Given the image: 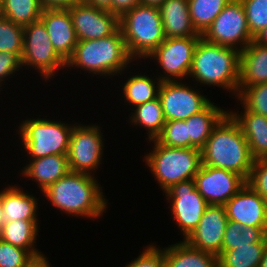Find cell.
<instances>
[{
	"instance_id": "cell-5",
	"label": "cell",
	"mask_w": 267,
	"mask_h": 267,
	"mask_svg": "<svg viewBox=\"0 0 267 267\" xmlns=\"http://www.w3.org/2000/svg\"><path fill=\"white\" fill-rule=\"evenodd\" d=\"M119 29L133 59L147 57L166 39L159 8L137 5L119 18Z\"/></svg>"
},
{
	"instance_id": "cell-17",
	"label": "cell",
	"mask_w": 267,
	"mask_h": 267,
	"mask_svg": "<svg viewBox=\"0 0 267 267\" xmlns=\"http://www.w3.org/2000/svg\"><path fill=\"white\" fill-rule=\"evenodd\" d=\"M227 222L225 206L208 205L196 229L184 241L191 247L218 256L222 252Z\"/></svg>"
},
{
	"instance_id": "cell-6",
	"label": "cell",
	"mask_w": 267,
	"mask_h": 267,
	"mask_svg": "<svg viewBox=\"0 0 267 267\" xmlns=\"http://www.w3.org/2000/svg\"><path fill=\"white\" fill-rule=\"evenodd\" d=\"M154 148L146 154L145 164L163 190L181 181L192 180L202 165L201 150L195 147H168L156 139Z\"/></svg>"
},
{
	"instance_id": "cell-32",
	"label": "cell",
	"mask_w": 267,
	"mask_h": 267,
	"mask_svg": "<svg viewBox=\"0 0 267 267\" xmlns=\"http://www.w3.org/2000/svg\"><path fill=\"white\" fill-rule=\"evenodd\" d=\"M237 101L247 111L267 117V83L253 86H238Z\"/></svg>"
},
{
	"instance_id": "cell-20",
	"label": "cell",
	"mask_w": 267,
	"mask_h": 267,
	"mask_svg": "<svg viewBox=\"0 0 267 267\" xmlns=\"http://www.w3.org/2000/svg\"><path fill=\"white\" fill-rule=\"evenodd\" d=\"M159 11L166 38L201 36L193 27L188 0H166Z\"/></svg>"
},
{
	"instance_id": "cell-29",
	"label": "cell",
	"mask_w": 267,
	"mask_h": 267,
	"mask_svg": "<svg viewBox=\"0 0 267 267\" xmlns=\"http://www.w3.org/2000/svg\"><path fill=\"white\" fill-rule=\"evenodd\" d=\"M43 9L39 0H0V16L23 27L38 21Z\"/></svg>"
},
{
	"instance_id": "cell-27",
	"label": "cell",
	"mask_w": 267,
	"mask_h": 267,
	"mask_svg": "<svg viewBox=\"0 0 267 267\" xmlns=\"http://www.w3.org/2000/svg\"><path fill=\"white\" fill-rule=\"evenodd\" d=\"M38 221L16 220L5 222L0 231V239L16 247L28 250L33 256L42 252L38 251L34 244L38 235Z\"/></svg>"
},
{
	"instance_id": "cell-11",
	"label": "cell",
	"mask_w": 267,
	"mask_h": 267,
	"mask_svg": "<svg viewBox=\"0 0 267 267\" xmlns=\"http://www.w3.org/2000/svg\"><path fill=\"white\" fill-rule=\"evenodd\" d=\"M201 36L166 38L147 58L158 60L164 81H178L189 75L194 52ZM154 58V59H153ZM165 75V76H164Z\"/></svg>"
},
{
	"instance_id": "cell-39",
	"label": "cell",
	"mask_w": 267,
	"mask_h": 267,
	"mask_svg": "<svg viewBox=\"0 0 267 267\" xmlns=\"http://www.w3.org/2000/svg\"><path fill=\"white\" fill-rule=\"evenodd\" d=\"M20 68H22L21 59L15 53L0 52V84Z\"/></svg>"
},
{
	"instance_id": "cell-40",
	"label": "cell",
	"mask_w": 267,
	"mask_h": 267,
	"mask_svg": "<svg viewBox=\"0 0 267 267\" xmlns=\"http://www.w3.org/2000/svg\"><path fill=\"white\" fill-rule=\"evenodd\" d=\"M137 5H140V0H112L110 13L120 18L126 12L130 11Z\"/></svg>"
},
{
	"instance_id": "cell-19",
	"label": "cell",
	"mask_w": 267,
	"mask_h": 267,
	"mask_svg": "<svg viewBox=\"0 0 267 267\" xmlns=\"http://www.w3.org/2000/svg\"><path fill=\"white\" fill-rule=\"evenodd\" d=\"M40 20L45 25L54 50L67 62L78 42L68 8L43 9Z\"/></svg>"
},
{
	"instance_id": "cell-34",
	"label": "cell",
	"mask_w": 267,
	"mask_h": 267,
	"mask_svg": "<svg viewBox=\"0 0 267 267\" xmlns=\"http://www.w3.org/2000/svg\"><path fill=\"white\" fill-rule=\"evenodd\" d=\"M156 140L168 147L189 148L186 120L166 121Z\"/></svg>"
},
{
	"instance_id": "cell-35",
	"label": "cell",
	"mask_w": 267,
	"mask_h": 267,
	"mask_svg": "<svg viewBox=\"0 0 267 267\" xmlns=\"http://www.w3.org/2000/svg\"><path fill=\"white\" fill-rule=\"evenodd\" d=\"M245 10L249 32L254 38L267 27V0H240Z\"/></svg>"
},
{
	"instance_id": "cell-12",
	"label": "cell",
	"mask_w": 267,
	"mask_h": 267,
	"mask_svg": "<svg viewBox=\"0 0 267 267\" xmlns=\"http://www.w3.org/2000/svg\"><path fill=\"white\" fill-rule=\"evenodd\" d=\"M164 193L171 203L174 221L185 240L196 229L208 204L196 189L194 179L174 184Z\"/></svg>"
},
{
	"instance_id": "cell-18",
	"label": "cell",
	"mask_w": 267,
	"mask_h": 267,
	"mask_svg": "<svg viewBox=\"0 0 267 267\" xmlns=\"http://www.w3.org/2000/svg\"><path fill=\"white\" fill-rule=\"evenodd\" d=\"M224 206L228 220L267 229V200L247 183Z\"/></svg>"
},
{
	"instance_id": "cell-25",
	"label": "cell",
	"mask_w": 267,
	"mask_h": 267,
	"mask_svg": "<svg viewBox=\"0 0 267 267\" xmlns=\"http://www.w3.org/2000/svg\"><path fill=\"white\" fill-rule=\"evenodd\" d=\"M228 113L210 102L202 111L186 119L189 136V148L202 149L213 128Z\"/></svg>"
},
{
	"instance_id": "cell-45",
	"label": "cell",
	"mask_w": 267,
	"mask_h": 267,
	"mask_svg": "<svg viewBox=\"0 0 267 267\" xmlns=\"http://www.w3.org/2000/svg\"><path fill=\"white\" fill-rule=\"evenodd\" d=\"M166 0H140V5L159 8Z\"/></svg>"
},
{
	"instance_id": "cell-42",
	"label": "cell",
	"mask_w": 267,
	"mask_h": 267,
	"mask_svg": "<svg viewBox=\"0 0 267 267\" xmlns=\"http://www.w3.org/2000/svg\"><path fill=\"white\" fill-rule=\"evenodd\" d=\"M23 267H52L48 262V258L42 254L34 256Z\"/></svg>"
},
{
	"instance_id": "cell-3",
	"label": "cell",
	"mask_w": 267,
	"mask_h": 267,
	"mask_svg": "<svg viewBox=\"0 0 267 267\" xmlns=\"http://www.w3.org/2000/svg\"><path fill=\"white\" fill-rule=\"evenodd\" d=\"M240 51L209 43L203 38L198 41L189 77L198 83L223 87L235 97L239 85Z\"/></svg>"
},
{
	"instance_id": "cell-37",
	"label": "cell",
	"mask_w": 267,
	"mask_h": 267,
	"mask_svg": "<svg viewBox=\"0 0 267 267\" xmlns=\"http://www.w3.org/2000/svg\"><path fill=\"white\" fill-rule=\"evenodd\" d=\"M247 184L267 200V157L254 160Z\"/></svg>"
},
{
	"instance_id": "cell-43",
	"label": "cell",
	"mask_w": 267,
	"mask_h": 267,
	"mask_svg": "<svg viewBox=\"0 0 267 267\" xmlns=\"http://www.w3.org/2000/svg\"><path fill=\"white\" fill-rule=\"evenodd\" d=\"M82 2L94 6L97 9L105 10L110 12L112 7V0H81Z\"/></svg>"
},
{
	"instance_id": "cell-1",
	"label": "cell",
	"mask_w": 267,
	"mask_h": 267,
	"mask_svg": "<svg viewBox=\"0 0 267 267\" xmlns=\"http://www.w3.org/2000/svg\"><path fill=\"white\" fill-rule=\"evenodd\" d=\"M201 157L203 165L234 172L246 182L254 163L246 138L229 113L213 128Z\"/></svg>"
},
{
	"instance_id": "cell-2",
	"label": "cell",
	"mask_w": 267,
	"mask_h": 267,
	"mask_svg": "<svg viewBox=\"0 0 267 267\" xmlns=\"http://www.w3.org/2000/svg\"><path fill=\"white\" fill-rule=\"evenodd\" d=\"M93 175L69 171L44 192L53 207L72 216L100 218L107 208L102 187Z\"/></svg>"
},
{
	"instance_id": "cell-4",
	"label": "cell",
	"mask_w": 267,
	"mask_h": 267,
	"mask_svg": "<svg viewBox=\"0 0 267 267\" xmlns=\"http://www.w3.org/2000/svg\"><path fill=\"white\" fill-rule=\"evenodd\" d=\"M133 59L128 54L121 30L94 40L78 41L66 67H77L95 75L111 76L121 73Z\"/></svg>"
},
{
	"instance_id": "cell-16",
	"label": "cell",
	"mask_w": 267,
	"mask_h": 267,
	"mask_svg": "<svg viewBox=\"0 0 267 267\" xmlns=\"http://www.w3.org/2000/svg\"><path fill=\"white\" fill-rule=\"evenodd\" d=\"M68 10L78 41L104 38L119 28L116 15L82 1L68 7Z\"/></svg>"
},
{
	"instance_id": "cell-15",
	"label": "cell",
	"mask_w": 267,
	"mask_h": 267,
	"mask_svg": "<svg viewBox=\"0 0 267 267\" xmlns=\"http://www.w3.org/2000/svg\"><path fill=\"white\" fill-rule=\"evenodd\" d=\"M194 181L208 205L223 206L247 183L234 172L203 164Z\"/></svg>"
},
{
	"instance_id": "cell-28",
	"label": "cell",
	"mask_w": 267,
	"mask_h": 267,
	"mask_svg": "<svg viewBox=\"0 0 267 267\" xmlns=\"http://www.w3.org/2000/svg\"><path fill=\"white\" fill-rule=\"evenodd\" d=\"M134 108L135 110L133 111L135 112H132L130 117L131 125L144 126L148 131V141L156 139L166 123L159 97Z\"/></svg>"
},
{
	"instance_id": "cell-8",
	"label": "cell",
	"mask_w": 267,
	"mask_h": 267,
	"mask_svg": "<svg viewBox=\"0 0 267 267\" xmlns=\"http://www.w3.org/2000/svg\"><path fill=\"white\" fill-rule=\"evenodd\" d=\"M49 119L24 120L19 126L22 146L31 159L48 155H68L72 129L75 124Z\"/></svg>"
},
{
	"instance_id": "cell-22",
	"label": "cell",
	"mask_w": 267,
	"mask_h": 267,
	"mask_svg": "<svg viewBox=\"0 0 267 267\" xmlns=\"http://www.w3.org/2000/svg\"><path fill=\"white\" fill-rule=\"evenodd\" d=\"M26 178L38 182L40 192H44L51 184L58 181L69 171L67 155H48L30 160V163L21 170Z\"/></svg>"
},
{
	"instance_id": "cell-44",
	"label": "cell",
	"mask_w": 267,
	"mask_h": 267,
	"mask_svg": "<svg viewBox=\"0 0 267 267\" xmlns=\"http://www.w3.org/2000/svg\"><path fill=\"white\" fill-rule=\"evenodd\" d=\"M256 43L267 46V27L262 29L253 39Z\"/></svg>"
},
{
	"instance_id": "cell-47",
	"label": "cell",
	"mask_w": 267,
	"mask_h": 267,
	"mask_svg": "<svg viewBox=\"0 0 267 267\" xmlns=\"http://www.w3.org/2000/svg\"><path fill=\"white\" fill-rule=\"evenodd\" d=\"M5 223V219H4V213L1 207V202H0V231L2 228V225Z\"/></svg>"
},
{
	"instance_id": "cell-7",
	"label": "cell",
	"mask_w": 267,
	"mask_h": 267,
	"mask_svg": "<svg viewBox=\"0 0 267 267\" xmlns=\"http://www.w3.org/2000/svg\"><path fill=\"white\" fill-rule=\"evenodd\" d=\"M267 245V229L228 220L218 267H259Z\"/></svg>"
},
{
	"instance_id": "cell-21",
	"label": "cell",
	"mask_w": 267,
	"mask_h": 267,
	"mask_svg": "<svg viewBox=\"0 0 267 267\" xmlns=\"http://www.w3.org/2000/svg\"><path fill=\"white\" fill-rule=\"evenodd\" d=\"M267 83V46L251 41L240 51L239 85Z\"/></svg>"
},
{
	"instance_id": "cell-10",
	"label": "cell",
	"mask_w": 267,
	"mask_h": 267,
	"mask_svg": "<svg viewBox=\"0 0 267 267\" xmlns=\"http://www.w3.org/2000/svg\"><path fill=\"white\" fill-rule=\"evenodd\" d=\"M201 37L209 43L242 51L254 38L241 1L231 0Z\"/></svg>"
},
{
	"instance_id": "cell-36",
	"label": "cell",
	"mask_w": 267,
	"mask_h": 267,
	"mask_svg": "<svg viewBox=\"0 0 267 267\" xmlns=\"http://www.w3.org/2000/svg\"><path fill=\"white\" fill-rule=\"evenodd\" d=\"M33 257L28 250L0 239V267H23Z\"/></svg>"
},
{
	"instance_id": "cell-23",
	"label": "cell",
	"mask_w": 267,
	"mask_h": 267,
	"mask_svg": "<svg viewBox=\"0 0 267 267\" xmlns=\"http://www.w3.org/2000/svg\"><path fill=\"white\" fill-rule=\"evenodd\" d=\"M244 113H228L240 126L254 160L267 157V117L243 109Z\"/></svg>"
},
{
	"instance_id": "cell-46",
	"label": "cell",
	"mask_w": 267,
	"mask_h": 267,
	"mask_svg": "<svg viewBox=\"0 0 267 267\" xmlns=\"http://www.w3.org/2000/svg\"><path fill=\"white\" fill-rule=\"evenodd\" d=\"M259 267H267V245L265 247L264 253H263V258L260 262V266Z\"/></svg>"
},
{
	"instance_id": "cell-41",
	"label": "cell",
	"mask_w": 267,
	"mask_h": 267,
	"mask_svg": "<svg viewBox=\"0 0 267 267\" xmlns=\"http://www.w3.org/2000/svg\"><path fill=\"white\" fill-rule=\"evenodd\" d=\"M43 8H68L76 3L81 2V0H39Z\"/></svg>"
},
{
	"instance_id": "cell-24",
	"label": "cell",
	"mask_w": 267,
	"mask_h": 267,
	"mask_svg": "<svg viewBox=\"0 0 267 267\" xmlns=\"http://www.w3.org/2000/svg\"><path fill=\"white\" fill-rule=\"evenodd\" d=\"M32 194L23 192L16 185L8 186L0 192V202L5 222L16 220L39 221L37 219L38 203Z\"/></svg>"
},
{
	"instance_id": "cell-14",
	"label": "cell",
	"mask_w": 267,
	"mask_h": 267,
	"mask_svg": "<svg viewBox=\"0 0 267 267\" xmlns=\"http://www.w3.org/2000/svg\"><path fill=\"white\" fill-rule=\"evenodd\" d=\"M158 97L166 121L186 120L202 111L211 102L192 86L184 85L177 80L161 82Z\"/></svg>"
},
{
	"instance_id": "cell-30",
	"label": "cell",
	"mask_w": 267,
	"mask_h": 267,
	"mask_svg": "<svg viewBox=\"0 0 267 267\" xmlns=\"http://www.w3.org/2000/svg\"><path fill=\"white\" fill-rule=\"evenodd\" d=\"M155 79L142 74L129 77L122 88L126 102L136 107L157 98L162 81Z\"/></svg>"
},
{
	"instance_id": "cell-31",
	"label": "cell",
	"mask_w": 267,
	"mask_h": 267,
	"mask_svg": "<svg viewBox=\"0 0 267 267\" xmlns=\"http://www.w3.org/2000/svg\"><path fill=\"white\" fill-rule=\"evenodd\" d=\"M231 0H188L193 27L202 35Z\"/></svg>"
},
{
	"instance_id": "cell-9",
	"label": "cell",
	"mask_w": 267,
	"mask_h": 267,
	"mask_svg": "<svg viewBox=\"0 0 267 267\" xmlns=\"http://www.w3.org/2000/svg\"><path fill=\"white\" fill-rule=\"evenodd\" d=\"M22 67H33L44 80H49L57 70L66 68V62L54 50L44 23L39 19L24 26Z\"/></svg>"
},
{
	"instance_id": "cell-26",
	"label": "cell",
	"mask_w": 267,
	"mask_h": 267,
	"mask_svg": "<svg viewBox=\"0 0 267 267\" xmlns=\"http://www.w3.org/2000/svg\"><path fill=\"white\" fill-rule=\"evenodd\" d=\"M169 246L163 248L165 267H218L217 256L191 247L184 240Z\"/></svg>"
},
{
	"instance_id": "cell-13",
	"label": "cell",
	"mask_w": 267,
	"mask_h": 267,
	"mask_svg": "<svg viewBox=\"0 0 267 267\" xmlns=\"http://www.w3.org/2000/svg\"><path fill=\"white\" fill-rule=\"evenodd\" d=\"M98 125L75 124L69 143L68 163L70 171L90 174L101 164L103 135Z\"/></svg>"
},
{
	"instance_id": "cell-33",
	"label": "cell",
	"mask_w": 267,
	"mask_h": 267,
	"mask_svg": "<svg viewBox=\"0 0 267 267\" xmlns=\"http://www.w3.org/2000/svg\"><path fill=\"white\" fill-rule=\"evenodd\" d=\"M24 27L0 16V52L23 53Z\"/></svg>"
},
{
	"instance_id": "cell-38",
	"label": "cell",
	"mask_w": 267,
	"mask_h": 267,
	"mask_svg": "<svg viewBox=\"0 0 267 267\" xmlns=\"http://www.w3.org/2000/svg\"><path fill=\"white\" fill-rule=\"evenodd\" d=\"M156 246H147L137 258L132 259L125 267H165L164 251Z\"/></svg>"
}]
</instances>
